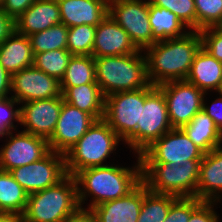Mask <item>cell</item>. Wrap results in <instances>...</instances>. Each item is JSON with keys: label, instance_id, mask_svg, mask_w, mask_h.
<instances>
[{"label": "cell", "instance_id": "obj_21", "mask_svg": "<svg viewBox=\"0 0 222 222\" xmlns=\"http://www.w3.org/2000/svg\"><path fill=\"white\" fill-rule=\"evenodd\" d=\"M61 23L57 0H36L16 20V31L25 36L46 30Z\"/></svg>", "mask_w": 222, "mask_h": 222}, {"label": "cell", "instance_id": "obj_29", "mask_svg": "<svg viewBox=\"0 0 222 222\" xmlns=\"http://www.w3.org/2000/svg\"><path fill=\"white\" fill-rule=\"evenodd\" d=\"M178 197L150 191L144 184V197L137 222H164Z\"/></svg>", "mask_w": 222, "mask_h": 222}, {"label": "cell", "instance_id": "obj_8", "mask_svg": "<svg viewBox=\"0 0 222 222\" xmlns=\"http://www.w3.org/2000/svg\"><path fill=\"white\" fill-rule=\"evenodd\" d=\"M146 88L117 92L105 97L104 120L126 141L140 124L141 105H144Z\"/></svg>", "mask_w": 222, "mask_h": 222}, {"label": "cell", "instance_id": "obj_42", "mask_svg": "<svg viewBox=\"0 0 222 222\" xmlns=\"http://www.w3.org/2000/svg\"><path fill=\"white\" fill-rule=\"evenodd\" d=\"M63 222H97L96 216L91 209L79 207L70 214Z\"/></svg>", "mask_w": 222, "mask_h": 222}, {"label": "cell", "instance_id": "obj_16", "mask_svg": "<svg viewBox=\"0 0 222 222\" xmlns=\"http://www.w3.org/2000/svg\"><path fill=\"white\" fill-rule=\"evenodd\" d=\"M63 104V96L22 103L20 125L23 131L49 140L55 131Z\"/></svg>", "mask_w": 222, "mask_h": 222}, {"label": "cell", "instance_id": "obj_43", "mask_svg": "<svg viewBox=\"0 0 222 222\" xmlns=\"http://www.w3.org/2000/svg\"><path fill=\"white\" fill-rule=\"evenodd\" d=\"M11 92V74L0 63V99L9 98Z\"/></svg>", "mask_w": 222, "mask_h": 222}, {"label": "cell", "instance_id": "obj_27", "mask_svg": "<svg viewBox=\"0 0 222 222\" xmlns=\"http://www.w3.org/2000/svg\"><path fill=\"white\" fill-rule=\"evenodd\" d=\"M149 23L151 25L153 38L157 42L171 38H179L190 31L173 12L163 7H156L150 3Z\"/></svg>", "mask_w": 222, "mask_h": 222}, {"label": "cell", "instance_id": "obj_38", "mask_svg": "<svg viewBox=\"0 0 222 222\" xmlns=\"http://www.w3.org/2000/svg\"><path fill=\"white\" fill-rule=\"evenodd\" d=\"M215 202L203 201L190 215L188 222H218L219 216L214 210Z\"/></svg>", "mask_w": 222, "mask_h": 222}, {"label": "cell", "instance_id": "obj_14", "mask_svg": "<svg viewBox=\"0 0 222 222\" xmlns=\"http://www.w3.org/2000/svg\"><path fill=\"white\" fill-rule=\"evenodd\" d=\"M11 91V97L20 104L63 96L60 81L34 66L11 75Z\"/></svg>", "mask_w": 222, "mask_h": 222}, {"label": "cell", "instance_id": "obj_35", "mask_svg": "<svg viewBox=\"0 0 222 222\" xmlns=\"http://www.w3.org/2000/svg\"><path fill=\"white\" fill-rule=\"evenodd\" d=\"M20 105L14 98L0 99V137H4L6 133L16 130L14 122L20 123ZM15 107V108H14Z\"/></svg>", "mask_w": 222, "mask_h": 222}, {"label": "cell", "instance_id": "obj_20", "mask_svg": "<svg viewBox=\"0 0 222 222\" xmlns=\"http://www.w3.org/2000/svg\"><path fill=\"white\" fill-rule=\"evenodd\" d=\"M222 147L204 154L199 165L196 198L220 203L222 196Z\"/></svg>", "mask_w": 222, "mask_h": 222}, {"label": "cell", "instance_id": "obj_12", "mask_svg": "<svg viewBox=\"0 0 222 222\" xmlns=\"http://www.w3.org/2000/svg\"><path fill=\"white\" fill-rule=\"evenodd\" d=\"M12 177L28 193L56 185L66 175L64 154L50 151L39 161L16 167L9 171Z\"/></svg>", "mask_w": 222, "mask_h": 222}, {"label": "cell", "instance_id": "obj_33", "mask_svg": "<svg viewBox=\"0 0 222 222\" xmlns=\"http://www.w3.org/2000/svg\"><path fill=\"white\" fill-rule=\"evenodd\" d=\"M196 31L219 26L222 22V0H194Z\"/></svg>", "mask_w": 222, "mask_h": 222}, {"label": "cell", "instance_id": "obj_28", "mask_svg": "<svg viewBox=\"0 0 222 222\" xmlns=\"http://www.w3.org/2000/svg\"><path fill=\"white\" fill-rule=\"evenodd\" d=\"M87 83H97L93 56L72 55L60 87H74Z\"/></svg>", "mask_w": 222, "mask_h": 222}, {"label": "cell", "instance_id": "obj_32", "mask_svg": "<svg viewBox=\"0 0 222 222\" xmlns=\"http://www.w3.org/2000/svg\"><path fill=\"white\" fill-rule=\"evenodd\" d=\"M96 26L68 27L67 49L72 55L92 56Z\"/></svg>", "mask_w": 222, "mask_h": 222}, {"label": "cell", "instance_id": "obj_11", "mask_svg": "<svg viewBox=\"0 0 222 222\" xmlns=\"http://www.w3.org/2000/svg\"><path fill=\"white\" fill-rule=\"evenodd\" d=\"M162 90L172 128H182L202 110L204 93L186 80L169 81L158 85Z\"/></svg>", "mask_w": 222, "mask_h": 222}, {"label": "cell", "instance_id": "obj_46", "mask_svg": "<svg viewBox=\"0 0 222 222\" xmlns=\"http://www.w3.org/2000/svg\"><path fill=\"white\" fill-rule=\"evenodd\" d=\"M4 0H0V7L3 5Z\"/></svg>", "mask_w": 222, "mask_h": 222}, {"label": "cell", "instance_id": "obj_22", "mask_svg": "<svg viewBox=\"0 0 222 222\" xmlns=\"http://www.w3.org/2000/svg\"><path fill=\"white\" fill-rule=\"evenodd\" d=\"M185 80L204 93L213 90L219 93L222 88V62L201 47Z\"/></svg>", "mask_w": 222, "mask_h": 222}, {"label": "cell", "instance_id": "obj_41", "mask_svg": "<svg viewBox=\"0 0 222 222\" xmlns=\"http://www.w3.org/2000/svg\"><path fill=\"white\" fill-rule=\"evenodd\" d=\"M16 30L15 20L0 7V45Z\"/></svg>", "mask_w": 222, "mask_h": 222}, {"label": "cell", "instance_id": "obj_9", "mask_svg": "<svg viewBox=\"0 0 222 222\" xmlns=\"http://www.w3.org/2000/svg\"><path fill=\"white\" fill-rule=\"evenodd\" d=\"M127 33L139 50L157 41L149 23V0H109L108 13Z\"/></svg>", "mask_w": 222, "mask_h": 222}, {"label": "cell", "instance_id": "obj_25", "mask_svg": "<svg viewBox=\"0 0 222 222\" xmlns=\"http://www.w3.org/2000/svg\"><path fill=\"white\" fill-rule=\"evenodd\" d=\"M181 129L204 153L221 146V131L203 110Z\"/></svg>", "mask_w": 222, "mask_h": 222}, {"label": "cell", "instance_id": "obj_45", "mask_svg": "<svg viewBox=\"0 0 222 222\" xmlns=\"http://www.w3.org/2000/svg\"><path fill=\"white\" fill-rule=\"evenodd\" d=\"M15 222H24L20 217L15 216Z\"/></svg>", "mask_w": 222, "mask_h": 222}, {"label": "cell", "instance_id": "obj_17", "mask_svg": "<svg viewBox=\"0 0 222 222\" xmlns=\"http://www.w3.org/2000/svg\"><path fill=\"white\" fill-rule=\"evenodd\" d=\"M138 51L128 33L109 14L96 26L93 57L129 55Z\"/></svg>", "mask_w": 222, "mask_h": 222}, {"label": "cell", "instance_id": "obj_2", "mask_svg": "<svg viewBox=\"0 0 222 222\" xmlns=\"http://www.w3.org/2000/svg\"><path fill=\"white\" fill-rule=\"evenodd\" d=\"M132 168L113 166L91 167L79 171L74 177L77 182L78 202L80 207L88 196H93L88 209L104 202L126 196L142 182L140 156ZM82 186V187H81Z\"/></svg>", "mask_w": 222, "mask_h": 222}, {"label": "cell", "instance_id": "obj_39", "mask_svg": "<svg viewBox=\"0 0 222 222\" xmlns=\"http://www.w3.org/2000/svg\"><path fill=\"white\" fill-rule=\"evenodd\" d=\"M36 0H4L2 10L16 20L24 13Z\"/></svg>", "mask_w": 222, "mask_h": 222}, {"label": "cell", "instance_id": "obj_37", "mask_svg": "<svg viewBox=\"0 0 222 222\" xmlns=\"http://www.w3.org/2000/svg\"><path fill=\"white\" fill-rule=\"evenodd\" d=\"M199 32L202 38V47L215 59L222 62V28L213 26Z\"/></svg>", "mask_w": 222, "mask_h": 222}, {"label": "cell", "instance_id": "obj_15", "mask_svg": "<svg viewBox=\"0 0 222 222\" xmlns=\"http://www.w3.org/2000/svg\"><path fill=\"white\" fill-rule=\"evenodd\" d=\"M95 119L64 101L54 133L48 140L51 151L65 154L87 132Z\"/></svg>", "mask_w": 222, "mask_h": 222}, {"label": "cell", "instance_id": "obj_4", "mask_svg": "<svg viewBox=\"0 0 222 222\" xmlns=\"http://www.w3.org/2000/svg\"><path fill=\"white\" fill-rule=\"evenodd\" d=\"M80 207L77 182L67 174L56 185L28 194L24 222H63Z\"/></svg>", "mask_w": 222, "mask_h": 222}, {"label": "cell", "instance_id": "obj_19", "mask_svg": "<svg viewBox=\"0 0 222 222\" xmlns=\"http://www.w3.org/2000/svg\"><path fill=\"white\" fill-rule=\"evenodd\" d=\"M66 27L97 26L109 13V0H57Z\"/></svg>", "mask_w": 222, "mask_h": 222}, {"label": "cell", "instance_id": "obj_13", "mask_svg": "<svg viewBox=\"0 0 222 222\" xmlns=\"http://www.w3.org/2000/svg\"><path fill=\"white\" fill-rule=\"evenodd\" d=\"M4 136L7 141L0 149L2 171L9 172L16 167L39 161L51 151L48 140L25 131H18L14 135L12 130Z\"/></svg>", "mask_w": 222, "mask_h": 222}, {"label": "cell", "instance_id": "obj_47", "mask_svg": "<svg viewBox=\"0 0 222 222\" xmlns=\"http://www.w3.org/2000/svg\"><path fill=\"white\" fill-rule=\"evenodd\" d=\"M221 145H222V131H221ZM220 147H222V146H220Z\"/></svg>", "mask_w": 222, "mask_h": 222}, {"label": "cell", "instance_id": "obj_26", "mask_svg": "<svg viewBox=\"0 0 222 222\" xmlns=\"http://www.w3.org/2000/svg\"><path fill=\"white\" fill-rule=\"evenodd\" d=\"M27 200L28 193L10 172L0 170V212L4 216L20 217L25 211Z\"/></svg>", "mask_w": 222, "mask_h": 222}, {"label": "cell", "instance_id": "obj_18", "mask_svg": "<svg viewBox=\"0 0 222 222\" xmlns=\"http://www.w3.org/2000/svg\"><path fill=\"white\" fill-rule=\"evenodd\" d=\"M144 197V183L141 182L129 194L119 199L94 206L97 222H137Z\"/></svg>", "mask_w": 222, "mask_h": 222}, {"label": "cell", "instance_id": "obj_3", "mask_svg": "<svg viewBox=\"0 0 222 222\" xmlns=\"http://www.w3.org/2000/svg\"><path fill=\"white\" fill-rule=\"evenodd\" d=\"M94 57L96 81L105 97L150 85L145 53Z\"/></svg>", "mask_w": 222, "mask_h": 222}, {"label": "cell", "instance_id": "obj_5", "mask_svg": "<svg viewBox=\"0 0 222 222\" xmlns=\"http://www.w3.org/2000/svg\"><path fill=\"white\" fill-rule=\"evenodd\" d=\"M121 139L104 119L95 120L87 132L65 154V167L69 175L98 166L104 162L119 144Z\"/></svg>", "mask_w": 222, "mask_h": 222}, {"label": "cell", "instance_id": "obj_34", "mask_svg": "<svg viewBox=\"0 0 222 222\" xmlns=\"http://www.w3.org/2000/svg\"><path fill=\"white\" fill-rule=\"evenodd\" d=\"M151 5L173 12L190 31H196L194 0H149Z\"/></svg>", "mask_w": 222, "mask_h": 222}, {"label": "cell", "instance_id": "obj_44", "mask_svg": "<svg viewBox=\"0 0 222 222\" xmlns=\"http://www.w3.org/2000/svg\"><path fill=\"white\" fill-rule=\"evenodd\" d=\"M0 222H15V216H2Z\"/></svg>", "mask_w": 222, "mask_h": 222}, {"label": "cell", "instance_id": "obj_31", "mask_svg": "<svg viewBox=\"0 0 222 222\" xmlns=\"http://www.w3.org/2000/svg\"><path fill=\"white\" fill-rule=\"evenodd\" d=\"M71 57L68 49L49 50L34 54L33 66L60 81Z\"/></svg>", "mask_w": 222, "mask_h": 222}, {"label": "cell", "instance_id": "obj_23", "mask_svg": "<svg viewBox=\"0 0 222 222\" xmlns=\"http://www.w3.org/2000/svg\"><path fill=\"white\" fill-rule=\"evenodd\" d=\"M34 53L28 36L16 30L0 45V63L11 74L33 66Z\"/></svg>", "mask_w": 222, "mask_h": 222}, {"label": "cell", "instance_id": "obj_40", "mask_svg": "<svg viewBox=\"0 0 222 222\" xmlns=\"http://www.w3.org/2000/svg\"><path fill=\"white\" fill-rule=\"evenodd\" d=\"M207 102L205 103V98L202 101V110L211 117L215 125L220 131H222V94L219 92V97L215 99L211 106Z\"/></svg>", "mask_w": 222, "mask_h": 222}, {"label": "cell", "instance_id": "obj_30", "mask_svg": "<svg viewBox=\"0 0 222 222\" xmlns=\"http://www.w3.org/2000/svg\"><path fill=\"white\" fill-rule=\"evenodd\" d=\"M68 27L63 23L29 36L34 54L57 49H67Z\"/></svg>", "mask_w": 222, "mask_h": 222}, {"label": "cell", "instance_id": "obj_6", "mask_svg": "<svg viewBox=\"0 0 222 222\" xmlns=\"http://www.w3.org/2000/svg\"><path fill=\"white\" fill-rule=\"evenodd\" d=\"M201 160H184L182 165L141 163L142 182L155 193L195 197Z\"/></svg>", "mask_w": 222, "mask_h": 222}, {"label": "cell", "instance_id": "obj_24", "mask_svg": "<svg viewBox=\"0 0 222 222\" xmlns=\"http://www.w3.org/2000/svg\"><path fill=\"white\" fill-rule=\"evenodd\" d=\"M64 101L89 113L95 120L104 118L105 96L97 83L74 87H61Z\"/></svg>", "mask_w": 222, "mask_h": 222}, {"label": "cell", "instance_id": "obj_7", "mask_svg": "<svg viewBox=\"0 0 222 222\" xmlns=\"http://www.w3.org/2000/svg\"><path fill=\"white\" fill-rule=\"evenodd\" d=\"M173 129L169 120L167 104L162 90L150 84L146 87V98L141 105L140 124L136 131L125 141L135 152L140 155L154 141L166 132Z\"/></svg>", "mask_w": 222, "mask_h": 222}, {"label": "cell", "instance_id": "obj_10", "mask_svg": "<svg viewBox=\"0 0 222 222\" xmlns=\"http://www.w3.org/2000/svg\"><path fill=\"white\" fill-rule=\"evenodd\" d=\"M204 154L181 128H173L154 141L139 156L141 163L182 165L184 160H202Z\"/></svg>", "mask_w": 222, "mask_h": 222}, {"label": "cell", "instance_id": "obj_1", "mask_svg": "<svg viewBox=\"0 0 222 222\" xmlns=\"http://www.w3.org/2000/svg\"><path fill=\"white\" fill-rule=\"evenodd\" d=\"M202 47L199 31H189L179 38L158 41L144 50L150 84L185 80L197 52ZM146 51V52H145Z\"/></svg>", "mask_w": 222, "mask_h": 222}, {"label": "cell", "instance_id": "obj_36", "mask_svg": "<svg viewBox=\"0 0 222 222\" xmlns=\"http://www.w3.org/2000/svg\"><path fill=\"white\" fill-rule=\"evenodd\" d=\"M195 197H178L171 205L164 222H188L191 213L202 203Z\"/></svg>", "mask_w": 222, "mask_h": 222}]
</instances>
